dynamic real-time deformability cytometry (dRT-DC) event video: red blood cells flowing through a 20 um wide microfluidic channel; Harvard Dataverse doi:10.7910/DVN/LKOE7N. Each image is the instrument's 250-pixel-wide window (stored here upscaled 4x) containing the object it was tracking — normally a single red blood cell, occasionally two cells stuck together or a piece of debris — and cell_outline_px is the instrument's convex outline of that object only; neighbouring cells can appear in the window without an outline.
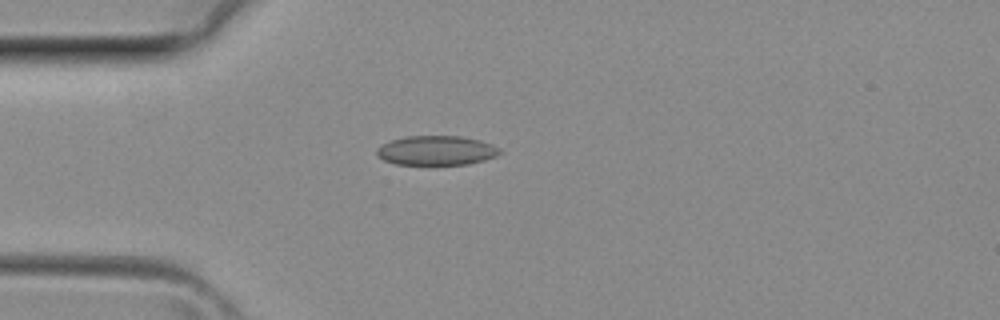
{"species": "common noctule bat (a hibernating species)", "species_latin": "Nyctalus noctula", "temperature_condition": "room temperature", "stored_images_in_passage": 35, "camera_frame_rate_fps": 3000, "um_per_image_px": 0.085, "animal": {"sex": "female", "body_mass_g": 29.2, "forearm_length_mm": 56.3}, "frame": {"image": 1, "passage_image": 7, "time_ms": 2.0, "image_size_px": [1000, 320], "cell_outline_px": [[500, 152], [496, 156], [484, 160], [468, 164], [432, 168], [396, 164], [384, 160], [376, 152], [376, 148], [380, 144], [404, 136], [460, 136], [480, 140], [492, 144], [500, 148]], "centroid_in_image_um": [37.07, 12.84], "position_along_channel_um": 47.9, "area_um2": 22.08}}
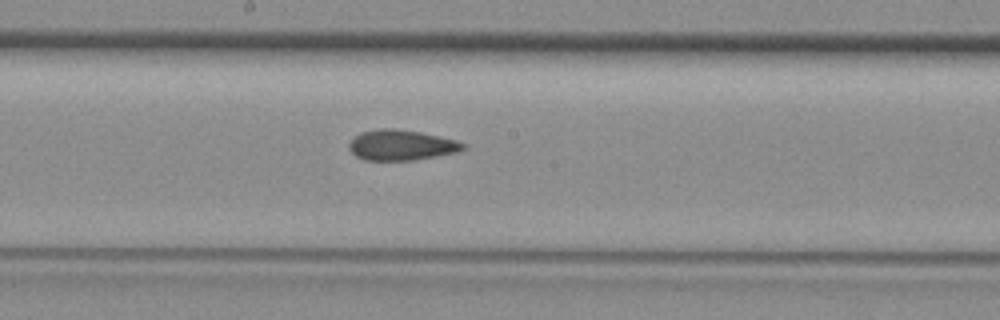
{"frame": {"image": 2, "passage_image": 17, "time_ms": 5.333, "image_size_px": [1000, 320], "cell_outline_px": [[464, 148], [456, 152], [436, 156], [412, 160], [364, 160], [356, 156], [348, 148], [348, 144], [360, 132], [380, 128], [392, 128], [420, 132], [456, 140], [464, 144]], "centroid_in_image_um": [34.06, 12.33], "position_along_channel_um": 214.1, "area_um2": 20.0}}
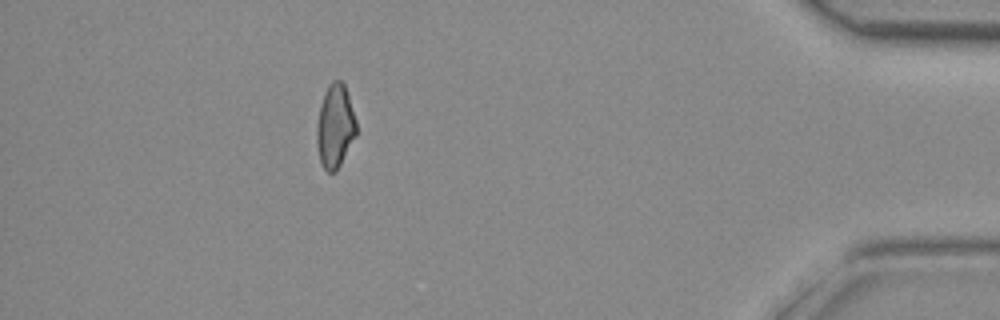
{"frame": {"image": 3, "passage_image": 31, "time_ms": 10.0, "image_size_px": [1000, 320], "cell_outline_px": [[356, 136], [336, 172], [328, 172], [324, 168], [320, 160], [316, 140], [316, 124], [320, 104], [328, 84], [332, 80], [340, 80], [344, 84], [356, 120]], "centroid_in_image_um": [28.47, 10.73], "position_along_channel_um": 406.7, "area_um2": 19.25}}